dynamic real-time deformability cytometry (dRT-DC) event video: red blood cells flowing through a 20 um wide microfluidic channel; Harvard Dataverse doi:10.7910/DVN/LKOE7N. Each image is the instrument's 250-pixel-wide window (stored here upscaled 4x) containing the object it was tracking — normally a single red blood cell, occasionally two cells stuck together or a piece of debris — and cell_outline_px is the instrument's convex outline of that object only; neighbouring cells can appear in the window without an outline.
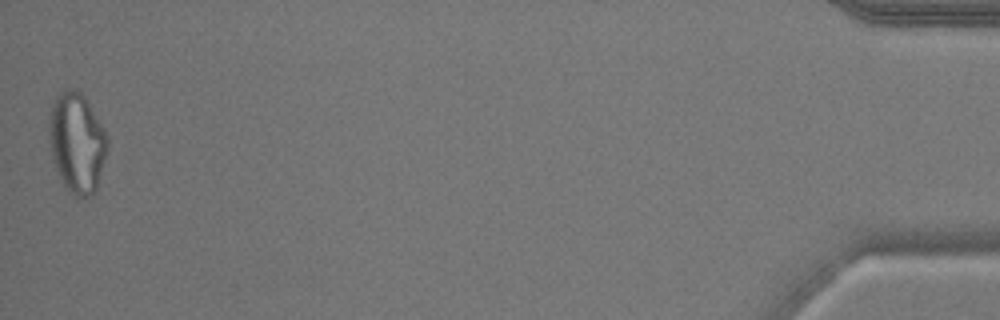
{"species": "common noctule bat (a hibernating species)", "species_latin": "Nyctalus noctula", "temperature_condition": "warm", "stored_images_in_passage": 52, "camera_frame_rate_fps": 3000, "um_per_image_px": 0.085, "animal": {"sex": "male", "body_mass_g": 17.9}, "frame": {"image": 1, "passage_image": 52, "time_ms": 17.0, "image_size_px": [1000, 320], "cell_outline_px": [[108, 148], [96, 188], [88, 196], [76, 200], [64, 184], [56, 168], [52, 156], [48, 132], [48, 120], [52, 104], [56, 96], [60, 92], [68, 88], [72, 88], [80, 92], [84, 96], [100, 124], [108, 140]], "centroid_in_image_um": [6.51, 12.13], "position_along_channel_um": 428.7, "area_um2": 33.64}, "authors_computed_cell_mechanics": {"area_um2": 28.7266, "velocity_mm_per_s": 3.8194, "shape_relaxation_time_tau1_ms": null, "shape_relaxation_time_tau2_ms": 1.6365, "deformation_change_tau1": null, "deformation_change_tau2": 0.1004}}